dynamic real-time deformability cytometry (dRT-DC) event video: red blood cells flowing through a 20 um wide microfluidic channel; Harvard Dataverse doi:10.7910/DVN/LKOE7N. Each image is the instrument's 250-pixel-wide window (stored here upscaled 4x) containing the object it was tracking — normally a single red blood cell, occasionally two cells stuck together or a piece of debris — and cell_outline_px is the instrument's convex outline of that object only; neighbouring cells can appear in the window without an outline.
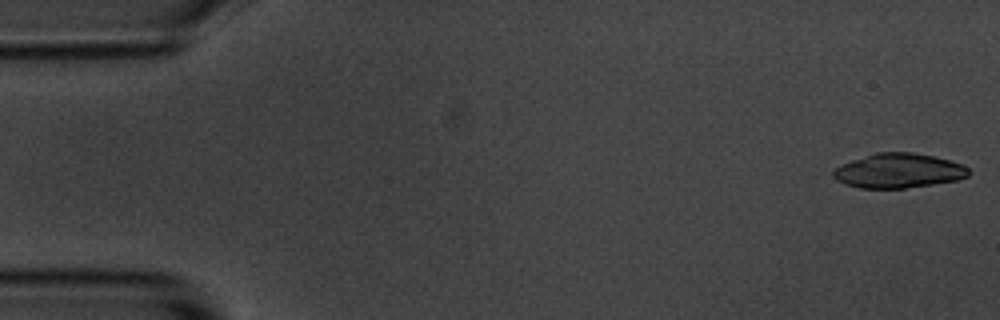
{"species": "common noctule bat (a hibernating species)", "species_latin": "Nyctalus noctula", "temperature_condition": "room temperature", "stored_images_in_passage": 5, "camera_frame_rate_fps": 3000, "um_per_image_px": 0.085, "animal": {"sex": "male", "body_mass_g": 20.1, "forearm_length_mm": 53.5}, "frame": {"image": 1, "passage_image": 1, "time_ms": 0.0, "image_size_px": [1000, 320], "cell_outline_px": [[972, 172], [968, 176], [956, 180], [932, 184], [904, 188], [860, 188], [844, 184], [836, 180], [832, 176], [832, 172], [840, 164], [876, 152], [912, 152], [936, 156], [952, 160], [964, 164]], "centroid_in_image_um": [76.39, 14.5], "position_along_channel_um": 8.6, "area_um2": 27.51}}